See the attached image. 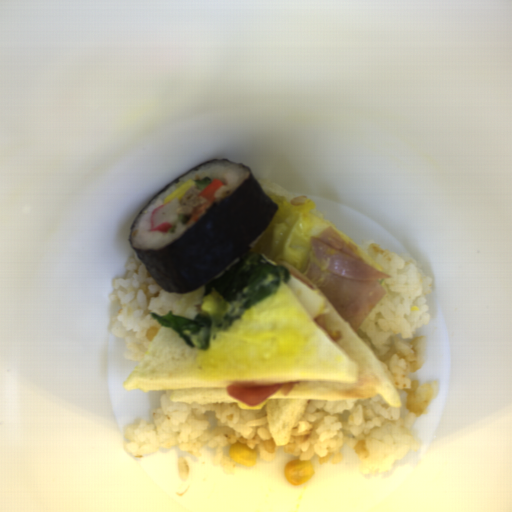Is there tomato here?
I'll return each mask as SVG.
<instances>
[{
	"label": "tomato",
	"instance_id": "da07e99c",
	"mask_svg": "<svg viewBox=\"0 0 512 512\" xmlns=\"http://www.w3.org/2000/svg\"><path fill=\"white\" fill-rule=\"evenodd\" d=\"M312 320L333 342L343 340L342 332L339 329H331L323 314H318Z\"/></svg>",
	"mask_w": 512,
	"mask_h": 512
},
{
	"label": "tomato",
	"instance_id": "590e3db6",
	"mask_svg": "<svg viewBox=\"0 0 512 512\" xmlns=\"http://www.w3.org/2000/svg\"><path fill=\"white\" fill-rule=\"evenodd\" d=\"M284 266L289 270L290 275L315 290V286L313 285L312 281L304 273L297 271L293 266L287 264Z\"/></svg>",
	"mask_w": 512,
	"mask_h": 512
},
{
	"label": "tomato",
	"instance_id": "512abeb7",
	"mask_svg": "<svg viewBox=\"0 0 512 512\" xmlns=\"http://www.w3.org/2000/svg\"><path fill=\"white\" fill-rule=\"evenodd\" d=\"M298 384V381L264 384V385H228L226 391L232 398L248 405L256 406L272 397L275 393L288 395Z\"/></svg>",
	"mask_w": 512,
	"mask_h": 512
}]
</instances>
